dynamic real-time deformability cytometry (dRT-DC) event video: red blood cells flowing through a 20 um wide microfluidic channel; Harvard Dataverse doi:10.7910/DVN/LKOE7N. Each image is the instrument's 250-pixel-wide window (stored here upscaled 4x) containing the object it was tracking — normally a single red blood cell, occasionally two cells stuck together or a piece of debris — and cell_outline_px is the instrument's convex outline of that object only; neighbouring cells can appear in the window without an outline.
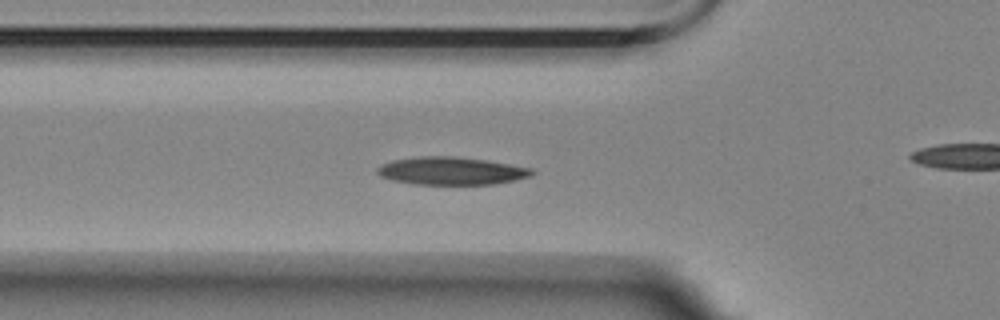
{"species": "Egyptian fruit bat (a non-hibernating species)", "species_latin": "Rousettus aegyptiacus", "temperature_condition": "room temperature", "stored_images_in_passage": 44, "camera_frame_rate_fps": 3000, "um_per_image_px": 0.085, "animal": {"sex": "female"}, "frame": {"image": 1, "passage_image": 5, "time_ms": 1.333, "image_size_px": [1000, 320], "cell_outline_px": [[536, 172], [532, 176], [492, 184], [416, 184], [392, 180], [380, 176], [376, 172], [376, 168], [380, 164], [392, 160], [420, 156], [456, 156], [488, 160], [532, 168]], "centroid_in_image_um": [38.34, 14.51], "position_along_channel_um": 87.5, "area_um2": 25.14}}
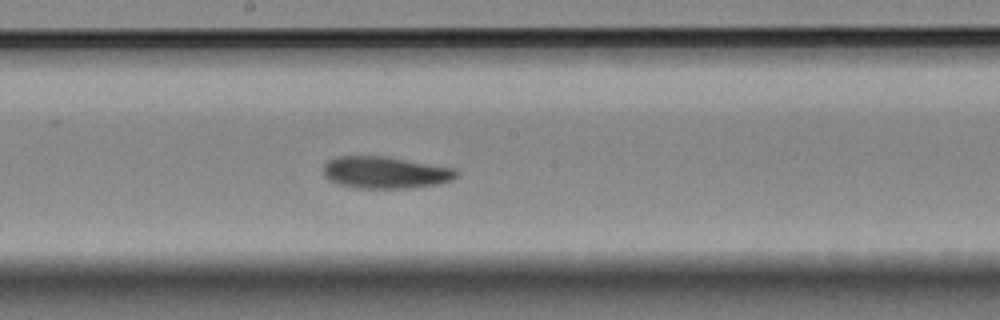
{"frame": {"image": 2, "passage_image": 16, "time_ms": 5.0, "image_size_px": [1000, 320], "cell_outline_px": [[460, 172], [452, 180], [440, 184], [412, 188], [356, 188], [340, 184], [328, 180], [324, 176], [324, 164], [328, 160], [336, 156], [384, 156], [456, 168]], "centroid_in_image_um": [32.77, 14.66], "position_along_channel_um": 215.4, "area_um2": 24.97}}
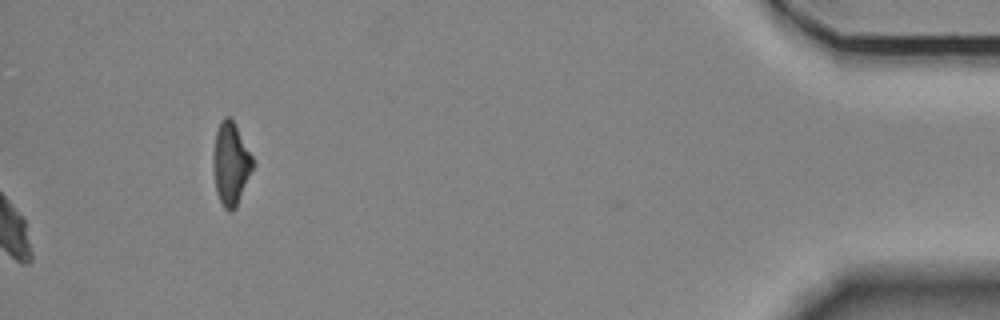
{"frame": {"image": 3, "passage_image": 44, "time_ms": 14.333, "image_size_px": [1000, 320], "cell_outline_px": [[252, 168], [236, 208], [232, 212], [228, 212], [224, 208], [216, 192], [212, 164], [212, 156], [216, 132], [220, 120], [224, 116], [232, 116], [252, 156]], "centroid_in_image_um": [19.58, 13.88], "position_along_channel_um": 415.6, "area_um2": 19.13}, "authors_computed_cell_mechanics": {"area_um2": 24.4205, "velocity_mm_per_s": 3.475, "shape_relaxation_time_tau1_ms": 5.8432, "shape_relaxation_time_tau2_ms": 6.4487, "deformation_change_tau1": 0.1511, "deformation_change_tau2": 0.1189}}